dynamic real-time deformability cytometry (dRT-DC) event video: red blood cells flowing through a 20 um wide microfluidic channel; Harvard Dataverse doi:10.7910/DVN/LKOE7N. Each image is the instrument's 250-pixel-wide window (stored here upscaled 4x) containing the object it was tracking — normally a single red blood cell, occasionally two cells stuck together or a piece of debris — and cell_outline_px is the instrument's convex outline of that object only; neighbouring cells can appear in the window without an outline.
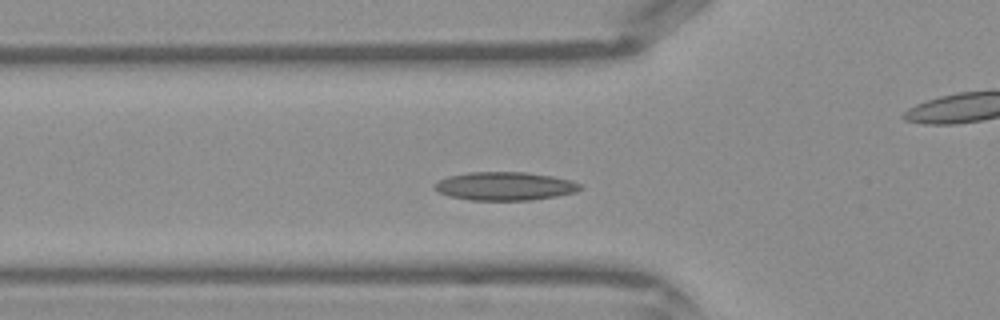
{"species": "Egyptian fruit bat (a non-hibernating species)", "species_latin": "Rousettus aegyptiacus", "temperature_condition": "warm", "stored_images_in_passage": 36, "camera_frame_rate_fps": 3000, "um_per_image_px": 0.085, "frame": {"image": 1, "passage_image": 7, "time_ms": 2.0, "image_size_px": [1000, 320], "cell_outline_px": [[584, 188], [576, 192], [556, 196], [532, 200], [472, 200], [452, 196], [440, 192], [436, 188], [436, 184], [440, 180], [448, 176], [468, 172], [524, 172], [552, 176], [572, 180], [580, 184]], "centroid_in_image_um": [42.99, 15.82], "position_along_channel_um": 82.8, "area_um2": 23.87}}
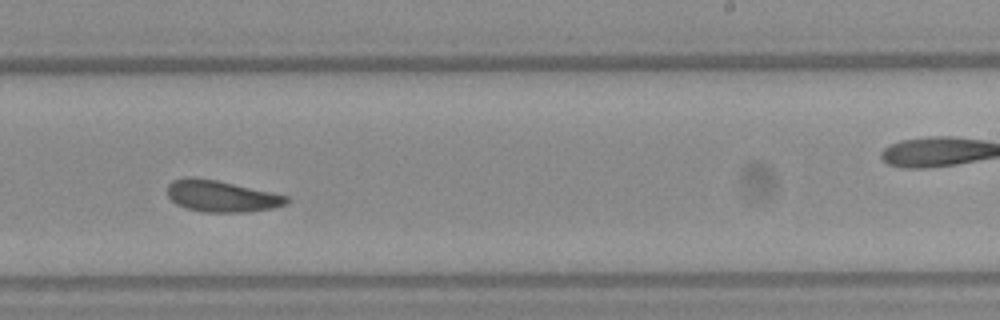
{"frame": {"image": 2, "passage_image": 19, "time_ms": 6.0, "image_size_px": [1000, 320], "cell_outline_px": [[288, 204], [272, 208], [248, 212], [200, 212], [184, 208], [176, 204], [168, 196], [168, 184], [172, 180], [188, 176], [216, 180], [288, 196]], "centroid_in_image_um": [18.78, 16.68], "position_along_channel_um": 270.2, "area_um2": 21.85}}
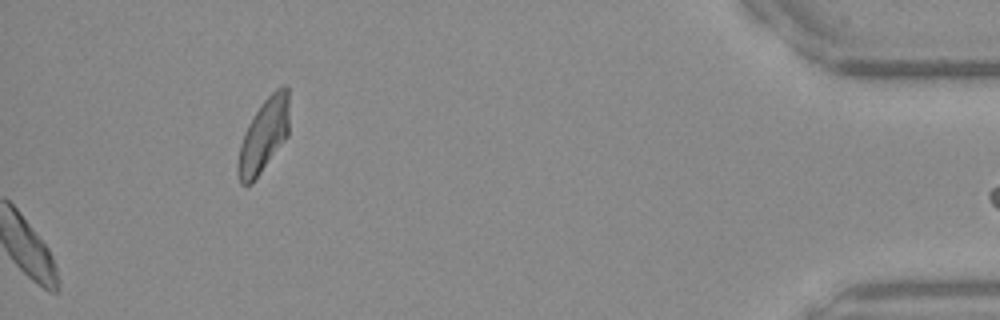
{"frame": {"image": 3, "passage_image": 36, "time_ms": 11.667, "image_size_px": [1000, 320], "cell_outline_px": [[288, 136], [252, 184], [240, 184], [236, 172], [236, 164], [240, 144], [244, 132], [248, 124], [264, 100], [280, 84], [288, 84]], "centroid_in_image_um": [22.4, 11.53], "position_along_channel_um": 412.8, "area_um2": 22.14}}